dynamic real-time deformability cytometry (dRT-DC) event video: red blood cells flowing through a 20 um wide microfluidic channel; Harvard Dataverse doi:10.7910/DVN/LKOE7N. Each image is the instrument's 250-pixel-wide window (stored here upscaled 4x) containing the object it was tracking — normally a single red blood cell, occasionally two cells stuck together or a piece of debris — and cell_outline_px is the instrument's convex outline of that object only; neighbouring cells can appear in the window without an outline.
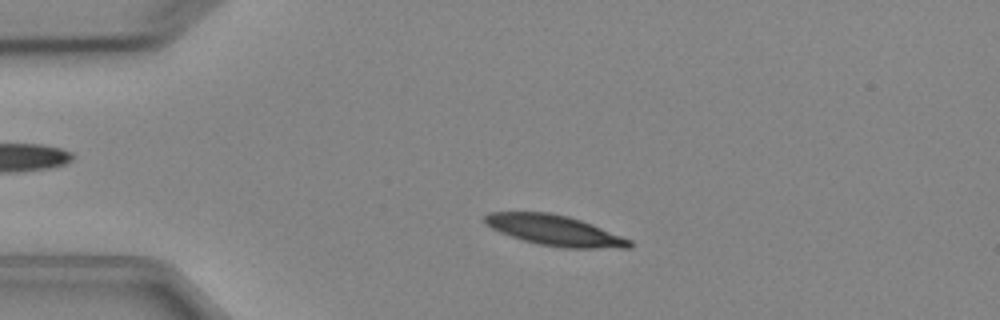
{"species": "Egyptian fruit bat (a non-hibernating species)", "species_latin": "Rousettus aegyptiacus", "temperature_condition": "cold", "stored_images_in_passage": 2, "camera_frame_rate_fps": 3000, "um_per_image_px": 0.085, "animal": {"sex": "female"}, "frame": {"image": 1, "passage_image": 2, "time_ms": 1.0, "image_size_px": [1000, 320], "cell_outline_px": [[632, 248], [564, 248], [540, 244], [524, 240], [500, 232], [484, 224], [484, 216], [488, 212], [548, 212], [568, 216], [592, 224], [632, 240]], "centroid_in_image_um": [47.15, 19.58], "position_along_channel_um": 37.8, "area_um2": 25.55}}